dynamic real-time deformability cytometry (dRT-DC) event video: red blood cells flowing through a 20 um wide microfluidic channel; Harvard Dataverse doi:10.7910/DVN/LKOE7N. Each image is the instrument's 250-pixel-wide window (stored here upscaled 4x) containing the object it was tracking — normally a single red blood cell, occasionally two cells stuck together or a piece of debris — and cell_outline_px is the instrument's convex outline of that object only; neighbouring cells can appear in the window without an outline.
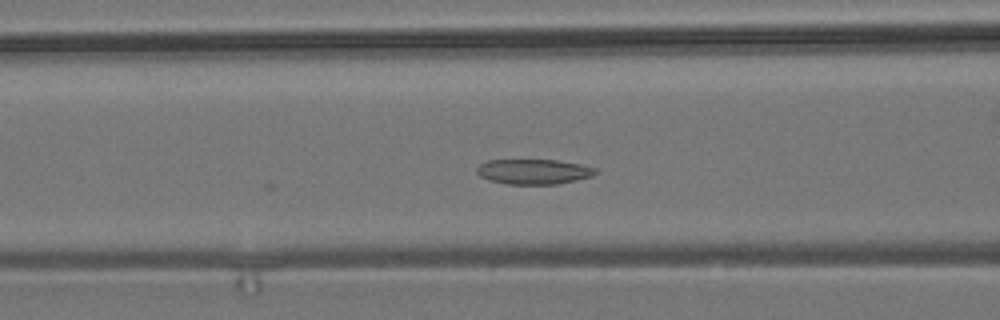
{"species": "common noctule bat (a hibernating species)", "species_latin": "Nyctalus noctula", "temperature_condition": "room temperature", "stored_images_in_passage": 42, "camera_frame_rate_fps": 3000, "um_per_image_px": 0.085, "animal": {"sex": "male", "body_mass_g": 19.2, "forearm_length_mm": 51.8}, "frame": {"image": 1, "passage_image": 9, "time_ms": 2.667, "image_size_px": [1000, 320], "cell_outline_px": [[600, 172], [592, 176], [576, 180], [556, 184], [508, 184], [488, 180], [480, 176], [476, 172], [476, 168], [480, 164], [488, 160], [556, 160], [580, 164], [596, 168]], "centroid_in_image_um": [45.37, 14.59], "position_along_channel_um": 121.2, "area_um2": 17.4}}
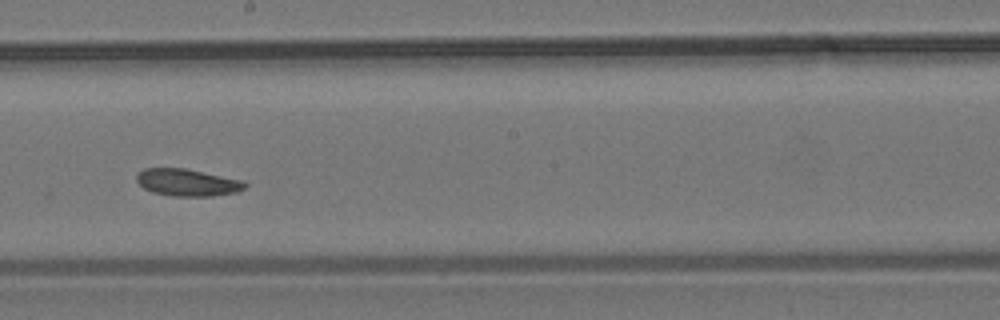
{"frame": {"image": 2, "passage_image": 18, "time_ms": 5.667, "image_size_px": [1000, 320], "cell_outline_px": [[248, 184], [240, 192], [212, 196], [172, 196], [152, 192], [144, 188], [136, 180], [136, 172], [144, 168], [184, 168], [244, 180]], "centroid_in_image_um": [15.94, 15.51], "position_along_channel_um": 232.3, "area_um2": 17.34}}
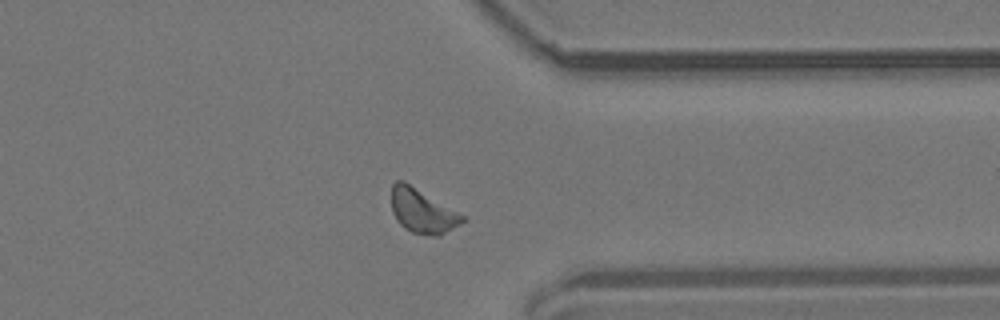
{"frame": {"image": 3, "passage_image": 30, "time_ms": 9.667, "image_size_px": [1000, 320], "cell_outline_px": [[464, 220], [460, 224], [440, 236], [432, 236], [412, 232], [404, 228], [396, 220], [392, 212], [392, 184], [396, 180], [404, 180], [464, 216]], "centroid_in_image_um": [35.87, 17.94], "position_along_channel_um": 375.5, "area_um2": 18.09}, "authors_computed_cell_mechanics": {"area_um2": 17.5134, "velocity_mm_per_s": 3.6992, "shape_relaxation_time_tau1_ms": null, "shape_relaxation_time_tau2_ms": 6.9696, "deformation_change_tau1": null, "deformation_change_tau2": 0.1475}}